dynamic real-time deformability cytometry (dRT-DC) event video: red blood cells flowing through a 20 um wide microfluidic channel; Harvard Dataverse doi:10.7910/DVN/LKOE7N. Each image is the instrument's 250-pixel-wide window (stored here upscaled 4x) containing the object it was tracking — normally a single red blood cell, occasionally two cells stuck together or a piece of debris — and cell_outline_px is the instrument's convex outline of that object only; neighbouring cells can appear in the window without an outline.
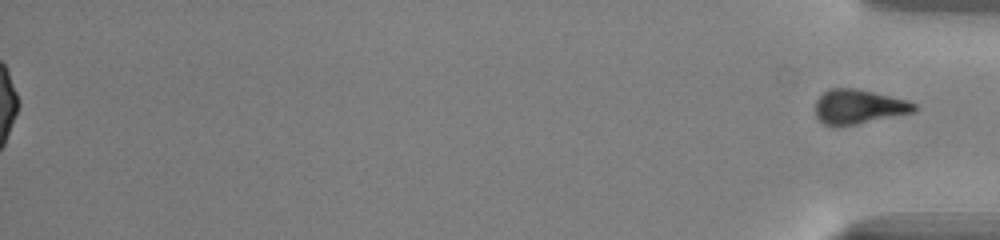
{"species": "common noctule bat (a hibernating species)", "species_latin": "Nyctalus noctula", "temperature_condition": "warm", "stored_images_in_passage": 51, "segment_of_instrument_passage": [2, 2], "camera_frame_rate_fps": 3000, "um_per_image_px": 0.085, "animal": {"sex": "male", "body_mass_g": 13.0, "forearm_length_mm": 53.1}, "frame": {"image": 1, "passage_image": 51, "time_ms": 16.667, "image_size_px": [1000, 240], "cell_outline_px": [[920, 108], [916, 112], [836, 128], [832, 128], [824, 124], [816, 116], [816, 100], [828, 88], [856, 88], [908, 100], [916, 104]], "centroid_in_image_um": [73.0, 9.09], "position_along_channel_um": 362.2, "area_um2": 20.23}}